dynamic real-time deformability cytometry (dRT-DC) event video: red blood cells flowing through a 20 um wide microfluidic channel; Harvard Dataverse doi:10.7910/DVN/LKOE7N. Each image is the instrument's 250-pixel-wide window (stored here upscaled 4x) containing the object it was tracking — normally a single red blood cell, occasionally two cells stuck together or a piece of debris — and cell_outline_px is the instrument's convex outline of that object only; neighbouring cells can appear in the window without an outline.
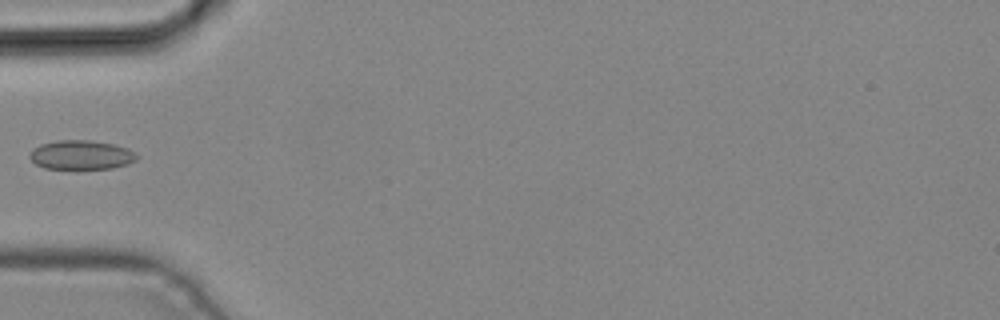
{"species": "common noctule bat (a hibernating species)", "species_latin": "Nyctalus noctula", "temperature_condition": "cold", "stored_images_in_passage": 4, "camera_frame_rate_fps": 3000, "um_per_image_px": 0.085, "animal": {"sex": "male", "body_mass_g": 19.2, "forearm_length_mm": 51.8}, "frame": {"image": 1, "passage_image": 4, "time_ms": 1.0, "image_size_px": [1000, 320], "cell_outline_px": [[136, 160], [128, 164], [112, 168], [44, 168], [36, 164], [28, 156], [32, 148], [40, 144], [56, 140], [88, 140], [112, 144], [128, 148], [136, 156]], "centroid_in_image_um": [6.85, 13.16], "position_along_channel_um": 78.1, "area_um2": 18.03}}